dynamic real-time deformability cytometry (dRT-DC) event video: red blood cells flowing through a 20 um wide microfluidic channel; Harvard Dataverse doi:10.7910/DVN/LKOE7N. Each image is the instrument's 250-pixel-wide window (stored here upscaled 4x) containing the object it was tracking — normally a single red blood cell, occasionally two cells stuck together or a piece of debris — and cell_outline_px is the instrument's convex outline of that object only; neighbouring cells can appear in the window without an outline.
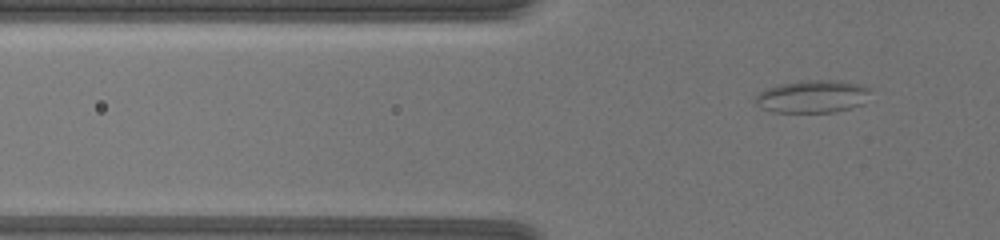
{"species": "common noctule bat (a hibernating species)", "species_latin": "Nyctalus noctula", "temperature_condition": "warm", "stored_images_in_passage": 63, "camera_frame_rate_fps": 3000, "um_per_image_px": 0.085, "animal": {"sex": "female", "body_mass_g": 19.5, "forearm_length_mm": 54.1}, "frame": {"image": 1, "passage_image": 19, "time_ms": 6.0, "image_size_px": [1000, 240], "cell_outline_px": [[872, 92], [864, 104], [852, 108], [836, 112], [772, 112], [760, 108], [752, 100], [760, 92], [768, 88], [780, 84], [804, 80], [840, 80], [860, 84], [872, 88]], "centroid_in_image_um": [69.11, 8.2], "position_along_channel_um": 56.7, "area_um2": 22.37}}
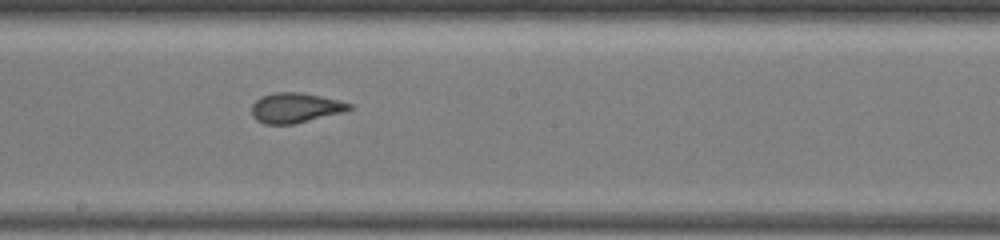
{"frame": {"image": 2, "passage_image": 39, "time_ms": 12.667, "image_size_px": [1000, 240], "cell_outline_px": [[352, 108], [344, 112], [292, 124], [264, 124], [256, 120], [252, 116], [252, 104], [256, 100], [264, 96], [276, 92], [300, 92], [340, 100], [352, 104]], "centroid_in_image_um": [25.11, 9.16], "position_along_channel_um": 223.1, "area_um2": 16.94}}
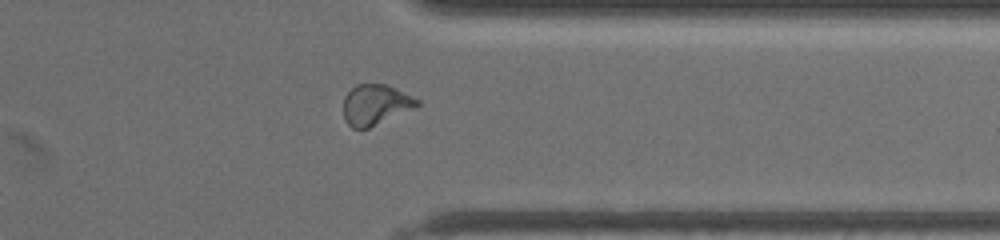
{"frame": {"image": 3, "passage_image": 56, "time_ms": 18.333, "image_size_px": [1000, 240], "cell_outline_px": [[420, 104], [412, 108], [368, 128], [352, 128], [344, 120], [344, 96], [356, 84], [384, 84], [396, 88], [420, 100]], "centroid_in_image_um": [31.89, 8.88], "position_along_channel_um": 379.5, "area_um2": 17.05}}